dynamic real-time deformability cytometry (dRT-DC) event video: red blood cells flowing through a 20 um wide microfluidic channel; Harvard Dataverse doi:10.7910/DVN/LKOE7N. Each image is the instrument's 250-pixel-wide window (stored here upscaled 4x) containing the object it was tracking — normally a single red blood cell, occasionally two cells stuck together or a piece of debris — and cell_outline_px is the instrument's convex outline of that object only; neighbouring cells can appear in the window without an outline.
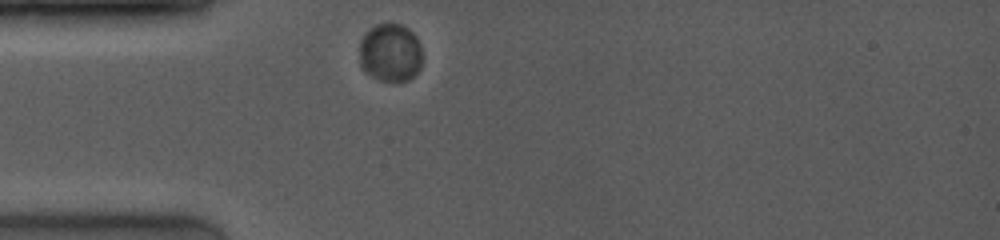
{"species": "common noctule bat (a hibernating species)", "species_latin": "Nyctalus noctula", "temperature_condition": "room temperature", "stored_images_in_passage": 1, "camera_frame_rate_fps": 4000, "um_per_image_px": 0.085, "animal": {"sex": "female", "body_mass_g": 19.0, "forearm_length_mm": 53.3}, "frame": {"image": 1, "passage_image": 1, "time_ms": 0.0, "image_size_px": [1000, 240], "cell_outline_px": [[420, 68], [408, 80], [380, 80], [364, 72], [360, 68], [360, 40], [364, 32], [368, 28], [376, 24], [400, 24], [408, 28], [416, 36], [420, 44]], "centroid_in_image_um": [33.13, 4.45], "position_along_channel_um": 51.9, "area_um2": 21.33}}